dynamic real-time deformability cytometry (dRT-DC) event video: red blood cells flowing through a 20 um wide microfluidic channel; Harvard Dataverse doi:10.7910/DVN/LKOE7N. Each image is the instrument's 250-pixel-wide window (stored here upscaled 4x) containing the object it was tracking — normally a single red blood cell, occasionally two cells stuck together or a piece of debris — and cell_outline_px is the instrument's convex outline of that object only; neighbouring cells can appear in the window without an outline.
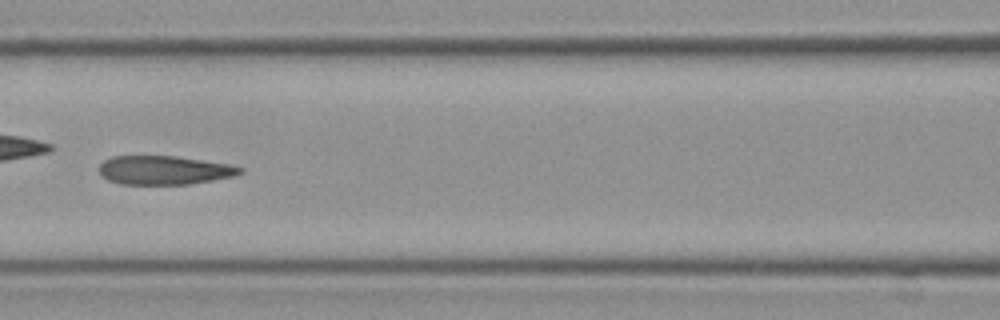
{"species": "Egyptian fruit bat (a non-hibernating species)", "species_latin": "Rousettus aegyptiacus", "temperature_condition": "cold", "stored_images_in_passage": 29, "camera_frame_rate_fps": 3000, "um_per_image_px": 0.085, "frame": {"image": 1, "passage_image": 13, "time_ms": 4.0, "image_size_px": [1000, 320], "cell_outline_px": [[244, 172], [232, 176], [212, 180], [188, 184], [120, 184], [108, 180], [100, 172], [100, 164], [104, 160], [112, 156], [176, 156], [228, 164], [244, 168]], "centroid_in_image_um": [13.95, 14.46], "position_along_channel_um": 152.6, "area_um2": 23.47}}